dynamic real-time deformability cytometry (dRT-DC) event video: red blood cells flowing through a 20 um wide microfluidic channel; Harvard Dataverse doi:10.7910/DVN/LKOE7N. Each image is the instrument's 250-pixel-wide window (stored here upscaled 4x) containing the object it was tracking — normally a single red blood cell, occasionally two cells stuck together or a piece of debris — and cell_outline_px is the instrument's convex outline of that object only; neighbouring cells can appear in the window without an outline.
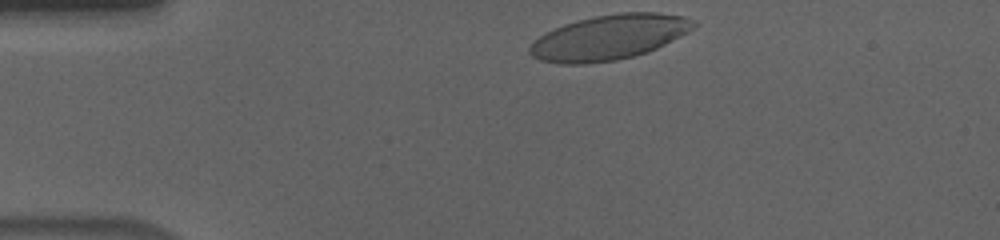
{"species": "human", "species_latin": "Homo sapiens", "temperature_condition": "cold", "stored_images_in_passage": 36, "camera_frame_rate_fps": 3000, "um_per_image_px": 0.085, "donor": {"sex": "male"}, "frame": {"image": 1, "passage_image": 1, "time_ms": 0.0, "image_size_px": [1000, 240], "cell_outline_px": [[696, 24], [688, 32], [648, 52], [616, 60], [584, 64], [560, 64], [540, 60], [532, 56], [528, 52], [528, 48], [540, 36], [564, 24], [596, 16], [620, 12], [656, 12], [684, 16], [692, 20]], "centroid_in_image_um": [51.77, 3.18], "position_along_channel_um": 33.2, "area_um2": 42.48}}
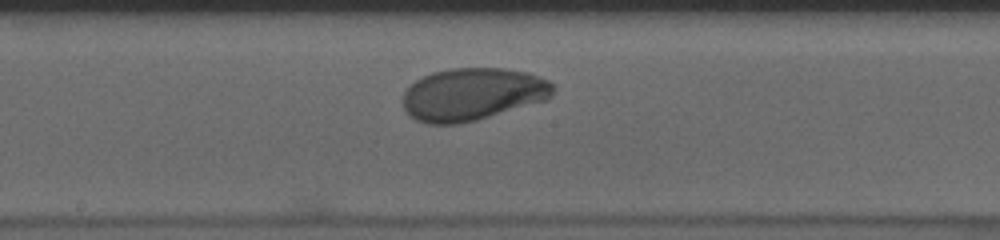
{"frame": {"image": 2, "passage_image": 20, "time_ms": 6.333, "image_size_px": [1000, 240], "cell_outline_px": [[556, 88], [552, 96], [548, 100], [476, 120], [460, 124], [428, 124], [416, 120], [404, 108], [404, 92], [416, 80], [432, 72], [448, 68], [504, 68], [528, 72], [548, 80]], "centroid_in_image_um": [40.21, 8.0], "position_along_channel_um": 208.0, "area_um2": 46.12}}
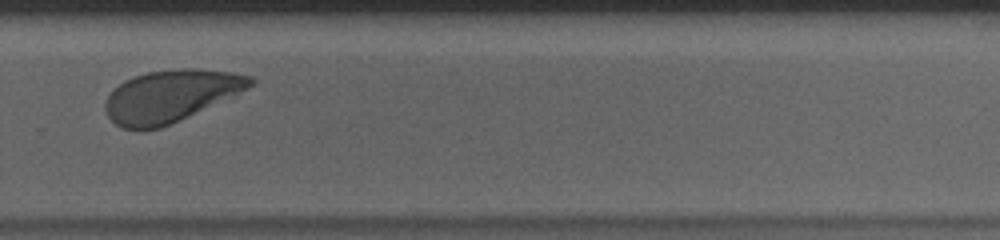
{"frame": {"image": 3, "passage_image": 29, "time_ms": 9.333, "image_size_px": [1000, 240], "cell_outline_px": [[256, 80], [248, 88], [160, 128], [124, 128], [116, 124], [108, 116], [104, 108], [104, 104], [108, 96], [124, 80], [148, 72], [180, 68], [188, 68], [232, 72], [252, 76]], "centroid_in_image_um": [14.49, 8.13], "position_along_channel_um": 315.3, "area_um2": 42.71}, "authors_computed_cell_mechanics": {"area_um2": 45.084, "velocity_mm_per_s": 3.5828, "shape_relaxation_time_tau1_ms": 3.5821, "shape_relaxation_time_tau2_ms": null, "deformation_change_tau1": 0.164, "deformation_change_tau2": null}}